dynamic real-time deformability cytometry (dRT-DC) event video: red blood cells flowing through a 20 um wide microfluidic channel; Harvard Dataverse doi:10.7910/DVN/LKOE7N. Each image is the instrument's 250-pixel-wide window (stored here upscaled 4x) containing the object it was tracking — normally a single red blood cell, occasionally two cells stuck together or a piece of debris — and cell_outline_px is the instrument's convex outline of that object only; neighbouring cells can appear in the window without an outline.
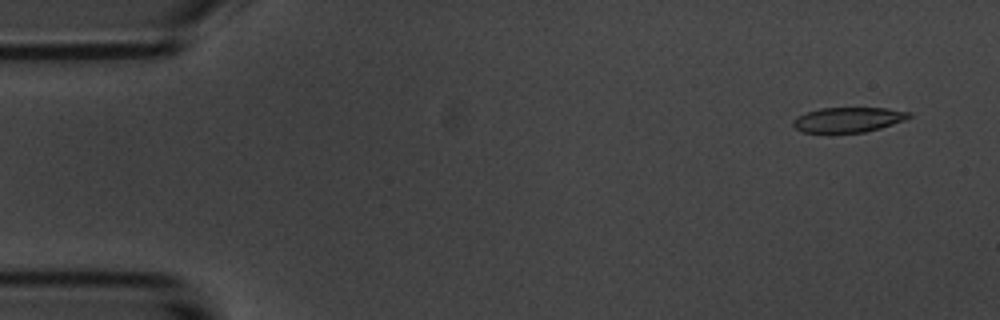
{"species": "common noctule bat (a hibernating species)", "species_latin": "Nyctalus noctula", "temperature_condition": "room temperature", "stored_images_in_passage": 5, "camera_frame_rate_fps": 3000, "um_per_image_px": 0.085, "animal": {"sex": "male", "body_mass_g": 20.1, "forearm_length_mm": 53.5}, "frame": {"image": 1, "passage_image": 1, "time_ms": 0.0, "image_size_px": [1000, 320], "cell_outline_px": [[912, 116], [904, 120], [880, 128], [864, 132], [800, 132], [792, 124], [792, 120], [796, 116], [820, 108], [888, 108], [912, 112]], "centroid_in_image_um": [72.1, 10.16], "position_along_channel_um": 12.9, "area_um2": 16.82}}
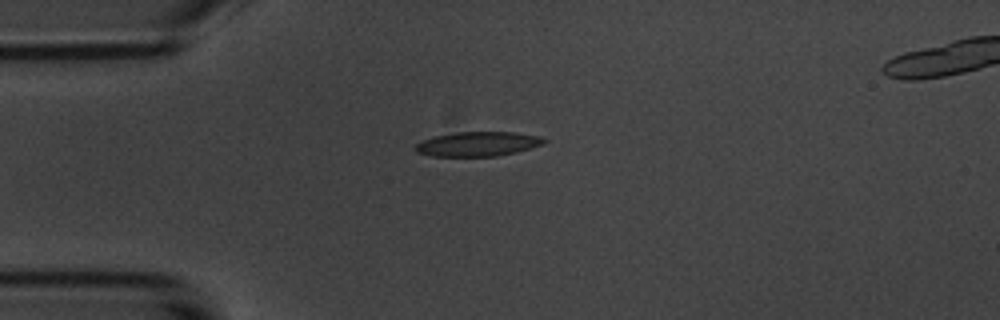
{"frame": {"image": 2, "passage_image": 4, "time_ms": 3.333, "image_size_px": [1000, 320], "cell_outline_px": [[548, 140], [544, 144], [516, 152], [496, 156], [432, 156], [416, 152], [412, 148], [416, 144], [432, 136], [456, 132], [516, 132], [540, 136]], "centroid_in_image_um": [40.61, 12.23], "position_along_channel_um": 44.4, "area_um2": 18.5}}